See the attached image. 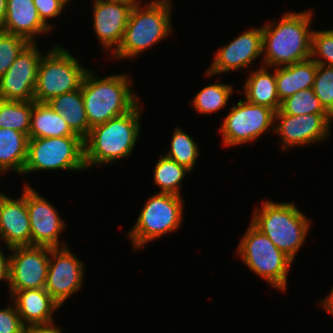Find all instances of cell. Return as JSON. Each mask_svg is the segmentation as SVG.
Listing matches in <instances>:
<instances>
[{
    "mask_svg": "<svg viewBox=\"0 0 333 333\" xmlns=\"http://www.w3.org/2000/svg\"><path fill=\"white\" fill-rule=\"evenodd\" d=\"M7 0H0V29L4 25L7 13Z\"/></svg>",
    "mask_w": 333,
    "mask_h": 333,
    "instance_id": "f35d334b",
    "label": "cell"
},
{
    "mask_svg": "<svg viewBox=\"0 0 333 333\" xmlns=\"http://www.w3.org/2000/svg\"><path fill=\"white\" fill-rule=\"evenodd\" d=\"M51 247H13L10 256V297L19 290L43 289L47 281V271Z\"/></svg>",
    "mask_w": 333,
    "mask_h": 333,
    "instance_id": "8fae6325",
    "label": "cell"
},
{
    "mask_svg": "<svg viewBox=\"0 0 333 333\" xmlns=\"http://www.w3.org/2000/svg\"><path fill=\"white\" fill-rule=\"evenodd\" d=\"M251 223L293 261L306 242L311 221L294 203L265 200L255 208Z\"/></svg>",
    "mask_w": 333,
    "mask_h": 333,
    "instance_id": "5b68a950",
    "label": "cell"
},
{
    "mask_svg": "<svg viewBox=\"0 0 333 333\" xmlns=\"http://www.w3.org/2000/svg\"><path fill=\"white\" fill-rule=\"evenodd\" d=\"M238 257L246 266L267 283L284 292L287 289V274L293 260L251 222L238 247Z\"/></svg>",
    "mask_w": 333,
    "mask_h": 333,
    "instance_id": "8992f818",
    "label": "cell"
},
{
    "mask_svg": "<svg viewBox=\"0 0 333 333\" xmlns=\"http://www.w3.org/2000/svg\"><path fill=\"white\" fill-rule=\"evenodd\" d=\"M24 333H62V330L56 325L26 327Z\"/></svg>",
    "mask_w": 333,
    "mask_h": 333,
    "instance_id": "8d00e7d4",
    "label": "cell"
},
{
    "mask_svg": "<svg viewBox=\"0 0 333 333\" xmlns=\"http://www.w3.org/2000/svg\"><path fill=\"white\" fill-rule=\"evenodd\" d=\"M87 170L84 139L80 136L29 138L22 174L43 170Z\"/></svg>",
    "mask_w": 333,
    "mask_h": 333,
    "instance_id": "9c48e42d",
    "label": "cell"
},
{
    "mask_svg": "<svg viewBox=\"0 0 333 333\" xmlns=\"http://www.w3.org/2000/svg\"><path fill=\"white\" fill-rule=\"evenodd\" d=\"M10 299V301H13L21 321L26 327L52 326L56 324L53 320V313L58 308L60 309V305L45 288L19 290Z\"/></svg>",
    "mask_w": 333,
    "mask_h": 333,
    "instance_id": "d6986e66",
    "label": "cell"
},
{
    "mask_svg": "<svg viewBox=\"0 0 333 333\" xmlns=\"http://www.w3.org/2000/svg\"><path fill=\"white\" fill-rule=\"evenodd\" d=\"M38 43H29L7 72L0 77V99L32 101L37 82L41 53Z\"/></svg>",
    "mask_w": 333,
    "mask_h": 333,
    "instance_id": "7c38bea8",
    "label": "cell"
},
{
    "mask_svg": "<svg viewBox=\"0 0 333 333\" xmlns=\"http://www.w3.org/2000/svg\"><path fill=\"white\" fill-rule=\"evenodd\" d=\"M313 90L324 109L333 117V66L317 64Z\"/></svg>",
    "mask_w": 333,
    "mask_h": 333,
    "instance_id": "1f68e13d",
    "label": "cell"
},
{
    "mask_svg": "<svg viewBox=\"0 0 333 333\" xmlns=\"http://www.w3.org/2000/svg\"><path fill=\"white\" fill-rule=\"evenodd\" d=\"M6 5V19L1 31L21 36L30 43H35L36 36L52 30L41 20L33 0H7Z\"/></svg>",
    "mask_w": 333,
    "mask_h": 333,
    "instance_id": "ffe728a7",
    "label": "cell"
},
{
    "mask_svg": "<svg viewBox=\"0 0 333 333\" xmlns=\"http://www.w3.org/2000/svg\"><path fill=\"white\" fill-rule=\"evenodd\" d=\"M88 70L62 46L55 44L40 59L34 101L47 102L81 88Z\"/></svg>",
    "mask_w": 333,
    "mask_h": 333,
    "instance_id": "52a82bcc",
    "label": "cell"
},
{
    "mask_svg": "<svg viewBox=\"0 0 333 333\" xmlns=\"http://www.w3.org/2000/svg\"><path fill=\"white\" fill-rule=\"evenodd\" d=\"M27 185V210L31 225V245L51 248L67 246L60 243V234L65 224L58 210L31 186Z\"/></svg>",
    "mask_w": 333,
    "mask_h": 333,
    "instance_id": "2e32d148",
    "label": "cell"
},
{
    "mask_svg": "<svg viewBox=\"0 0 333 333\" xmlns=\"http://www.w3.org/2000/svg\"><path fill=\"white\" fill-rule=\"evenodd\" d=\"M325 311L329 312L333 316V288L327 294L325 299L323 298L322 302L319 303Z\"/></svg>",
    "mask_w": 333,
    "mask_h": 333,
    "instance_id": "74e56055",
    "label": "cell"
},
{
    "mask_svg": "<svg viewBox=\"0 0 333 333\" xmlns=\"http://www.w3.org/2000/svg\"><path fill=\"white\" fill-rule=\"evenodd\" d=\"M83 265L67 246L50 250L45 290L60 306L82 288Z\"/></svg>",
    "mask_w": 333,
    "mask_h": 333,
    "instance_id": "5bb4252c",
    "label": "cell"
},
{
    "mask_svg": "<svg viewBox=\"0 0 333 333\" xmlns=\"http://www.w3.org/2000/svg\"><path fill=\"white\" fill-rule=\"evenodd\" d=\"M78 136L74 134L63 116L55 112L47 102L33 100L29 138Z\"/></svg>",
    "mask_w": 333,
    "mask_h": 333,
    "instance_id": "cb8c5ba5",
    "label": "cell"
},
{
    "mask_svg": "<svg viewBox=\"0 0 333 333\" xmlns=\"http://www.w3.org/2000/svg\"><path fill=\"white\" fill-rule=\"evenodd\" d=\"M262 55V27L251 28L220 47L206 76L244 69Z\"/></svg>",
    "mask_w": 333,
    "mask_h": 333,
    "instance_id": "e0dca14e",
    "label": "cell"
},
{
    "mask_svg": "<svg viewBox=\"0 0 333 333\" xmlns=\"http://www.w3.org/2000/svg\"><path fill=\"white\" fill-rule=\"evenodd\" d=\"M8 249L31 245V225L27 210V185L22 196L13 199L3 194L0 197V241Z\"/></svg>",
    "mask_w": 333,
    "mask_h": 333,
    "instance_id": "ac0fdd59",
    "label": "cell"
},
{
    "mask_svg": "<svg viewBox=\"0 0 333 333\" xmlns=\"http://www.w3.org/2000/svg\"><path fill=\"white\" fill-rule=\"evenodd\" d=\"M3 173H6L4 170H3V168L0 166V176L2 175Z\"/></svg>",
    "mask_w": 333,
    "mask_h": 333,
    "instance_id": "ab89813d",
    "label": "cell"
},
{
    "mask_svg": "<svg viewBox=\"0 0 333 333\" xmlns=\"http://www.w3.org/2000/svg\"><path fill=\"white\" fill-rule=\"evenodd\" d=\"M316 70L317 63L311 58L276 67V86L280 102L298 91L313 88Z\"/></svg>",
    "mask_w": 333,
    "mask_h": 333,
    "instance_id": "44dd1931",
    "label": "cell"
},
{
    "mask_svg": "<svg viewBox=\"0 0 333 333\" xmlns=\"http://www.w3.org/2000/svg\"><path fill=\"white\" fill-rule=\"evenodd\" d=\"M311 12H287L279 23L272 21L262 26V66L275 68L310 58Z\"/></svg>",
    "mask_w": 333,
    "mask_h": 333,
    "instance_id": "6da1fadb",
    "label": "cell"
},
{
    "mask_svg": "<svg viewBox=\"0 0 333 333\" xmlns=\"http://www.w3.org/2000/svg\"><path fill=\"white\" fill-rule=\"evenodd\" d=\"M232 84L213 83L203 87L192 99V105L201 115L224 109L233 94Z\"/></svg>",
    "mask_w": 333,
    "mask_h": 333,
    "instance_id": "83f0119b",
    "label": "cell"
},
{
    "mask_svg": "<svg viewBox=\"0 0 333 333\" xmlns=\"http://www.w3.org/2000/svg\"><path fill=\"white\" fill-rule=\"evenodd\" d=\"M275 112L265 106L253 104L244 99L231 106L224 117L219 132L224 146L251 143L267 131H274ZM271 127V129H270Z\"/></svg>",
    "mask_w": 333,
    "mask_h": 333,
    "instance_id": "30bf717a",
    "label": "cell"
},
{
    "mask_svg": "<svg viewBox=\"0 0 333 333\" xmlns=\"http://www.w3.org/2000/svg\"><path fill=\"white\" fill-rule=\"evenodd\" d=\"M1 280L7 281L9 285L10 280V256L6 257L3 250L0 249V282Z\"/></svg>",
    "mask_w": 333,
    "mask_h": 333,
    "instance_id": "d590c367",
    "label": "cell"
},
{
    "mask_svg": "<svg viewBox=\"0 0 333 333\" xmlns=\"http://www.w3.org/2000/svg\"><path fill=\"white\" fill-rule=\"evenodd\" d=\"M140 110L138 103L130 112L90 129L84 139L86 168L129 157L141 133Z\"/></svg>",
    "mask_w": 333,
    "mask_h": 333,
    "instance_id": "7a4b0ae2",
    "label": "cell"
},
{
    "mask_svg": "<svg viewBox=\"0 0 333 333\" xmlns=\"http://www.w3.org/2000/svg\"><path fill=\"white\" fill-rule=\"evenodd\" d=\"M182 196L155 193L145 202L139 217L127 237L138 250L161 236L177 231L183 220Z\"/></svg>",
    "mask_w": 333,
    "mask_h": 333,
    "instance_id": "ba28073f",
    "label": "cell"
},
{
    "mask_svg": "<svg viewBox=\"0 0 333 333\" xmlns=\"http://www.w3.org/2000/svg\"><path fill=\"white\" fill-rule=\"evenodd\" d=\"M274 120H278L274 132L280 135L282 149L287 150L324 141L331 135L329 130L333 117L330 114L287 115L279 109Z\"/></svg>",
    "mask_w": 333,
    "mask_h": 333,
    "instance_id": "4fadbf2b",
    "label": "cell"
},
{
    "mask_svg": "<svg viewBox=\"0 0 333 333\" xmlns=\"http://www.w3.org/2000/svg\"><path fill=\"white\" fill-rule=\"evenodd\" d=\"M25 328L15 305L0 309V333H24Z\"/></svg>",
    "mask_w": 333,
    "mask_h": 333,
    "instance_id": "836d02e7",
    "label": "cell"
},
{
    "mask_svg": "<svg viewBox=\"0 0 333 333\" xmlns=\"http://www.w3.org/2000/svg\"><path fill=\"white\" fill-rule=\"evenodd\" d=\"M47 103L55 112L63 116L74 134L82 139L87 137L91 128L86 117L81 88L53 97Z\"/></svg>",
    "mask_w": 333,
    "mask_h": 333,
    "instance_id": "603a6c76",
    "label": "cell"
},
{
    "mask_svg": "<svg viewBox=\"0 0 333 333\" xmlns=\"http://www.w3.org/2000/svg\"><path fill=\"white\" fill-rule=\"evenodd\" d=\"M153 171V182L160 188L159 193L182 196L180 187L190 172L188 169L162 154Z\"/></svg>",
    "mask_w": 333,
    "mask_h": 333,
    "instance_id": "484cf974",
    "label": "cell"
},
{
    "mask_svg": "<svg viewBox=\"0 0 333 333\" xmlns=\"http://www.w3.org/2000/svg\"><path fill=\"white\" fill-rule=\"evenodd\" d=\"M33 2L41 20L51 29L53 26L48 23L47 19L57 17L67 6L62 0H33Z\"/></svg>",
    "mask_w": 333,
    "mask_h": 333,
    "instance_id": "e575fe53",
    "label": "cell"
},
{
    "mask_svg": "<svg viewBox=\"0 0 333 333\" xmlns=\"http://www.w3.org/2000/svg\"><path fill=\"white\" fill-rule=\"evenodd\" d=\"M310 58L317 64L333 66V29L322 31L313 29Z\"/></svg>",
    "mask_w": 333,
    "mask_h": 333,
    "instance_id": "d6a6232c",
    "label": "cell"
},
{
    "mask_svg": "<svg viewBox=\"0 0 333 333\" xmlns=\"http://www.w3.org/2000/svg\"><path fill=\"white\" fill-rule=\"evenodd\" d=\"M267 69L268 67L261 66L246 77L243 83L244 96L246 101L268 107L276 112L281 107L276 86V68L272 74Z\"/></svg>",
    "mask_w": 333,
    "mask_h": 333,
    "instance_id": "7402d4cb",
    "label": "cell"
},
{
    "mask_svg": "<svg viewBox=\"0 0 333 333\" xmlns=\"http://www.w3.org/2000/svg\"><path fill=\"white\" fill-rule=\"evenodd\" d=\"M28 136L9 128H0V166L22 175L27 160Z\"/></svg>",
    "mask_w": 333,
    "mask_h": 333,
    "instance_id": "d4e9b609",
    "label": "cell"
},
{
    "mask_svg": "<svg viewBox=\"0 0 333 333\" xmlns=\"http://www.w3.org/2000/svg\"><path fill=\"white\" fill-rule=\"evenodd\" d=\"M137 0H94L93 27L105 50L120 46L130 12Z\"/></svg>",
    "mask_w": 333,
    "mask_h": 333,
    "instance_id": "9a60e30c",
    "label": "cell"
},
{
    "mask_svg": "<svg viewBox=\"0 0 333 333\" xmlns=\"http://www.w3.org/2000/svg\"><path fill=\"white\" fill-rule=\"evenodd\" d=\"M171 1L153 0L145 6L137 1L126 25L122 42L112 56L115 60L134 58L170 35Z\"/></svg>",
    "mask_w": 333,
    "mask_h": 333,
    "instance_id": "277c9868",
    "label": "cell"
},
{
    "mask_svg": "<svg viewBox=\"0 0 333 333\" xmlns=\"http://www.w3.org/2000/svg\"><path fill=\"white\" fill-rule=\"evenodd\" d=\"M63 2H65L66 4H69L70 0H62Z\"/></svg>",
    "mask_w": 333,
    "mask_h": 333,
    "instance_id": "60d3db41",
    "label": "cell"
},
{
    "mask_svg": "<svg viewBox=\"0 0 333 333\" xmlns=\"http://www.w3.org/2000/svg\"><path fill=\"white\" fill-rule=\"evenodd\" d=\"M32 101L0 99V128H9L25 133L29 138Z\"/></svg>",
    "mask_w": 333,
    "mask_h": 333,
    "instance_id": "4316f807",
    "label": "cell"
},
{
    "mask_svg": "<svg viewBox=\"0 0 333 333\" xmlns=\"http://www.w3.org/2000/svg\"><path fill=\"white\" fill-rule=\"evenodd\" d=\"M280 110L287 115L329 114L315 95L313 88L296 92L281 102Z\"/></svg>",
    "mask_w": 333,
    "mask_h": 333,
    "instance_id": "f546056e",
    "label": "cell"
},
{
    "mask_svg": "<svg viewBox=\"0 0 333 333\" xmlns=\"http://www.w3.org/2000/svg\"><path fill=\"white\" fill-rule=\"evenodd\" d=\"M29 43L28 40L21 36L0 30V77L7 72L20 52Z\"/></svg>",
    "mask_w": 333,
    "mask_h": 333,
    "instance_id": "4dcf8cb0",
    "label": "cell"
},
{
    "mask_svg": "<svg viewBox=\"0 0 333 333\" xmlns=\"http://www.w3.org/2000/svg\"><path fill=\"white\" fill-rule=\"evenodd\" d=\"M198 143L179 126L175 128L171 138L170 150L165 156L173 159L189 171H192L199 157Z\"/></svg>",
    "mask_w": 333,
    "mask_h": 333,
    "instance_id": "f1b7e54d",
    "label": "cell"
},
{
    "mask_svg": "<svg viewBox=\"0 0 333 333\" xmlns=\"http://www.w3.org/2000/svg\"><path fill=\"white\" fill-rule=\"evenodd\" d=\"M127 74L99 77L89 69L81 85L89 127L103 124L130 112L139 98L132 89Z\"/></svg>",
    "mask_w": 333,
    "mask_h": 333,
    "instance_id": "3957f363",
    "label": "cell"
}]
</instances>
